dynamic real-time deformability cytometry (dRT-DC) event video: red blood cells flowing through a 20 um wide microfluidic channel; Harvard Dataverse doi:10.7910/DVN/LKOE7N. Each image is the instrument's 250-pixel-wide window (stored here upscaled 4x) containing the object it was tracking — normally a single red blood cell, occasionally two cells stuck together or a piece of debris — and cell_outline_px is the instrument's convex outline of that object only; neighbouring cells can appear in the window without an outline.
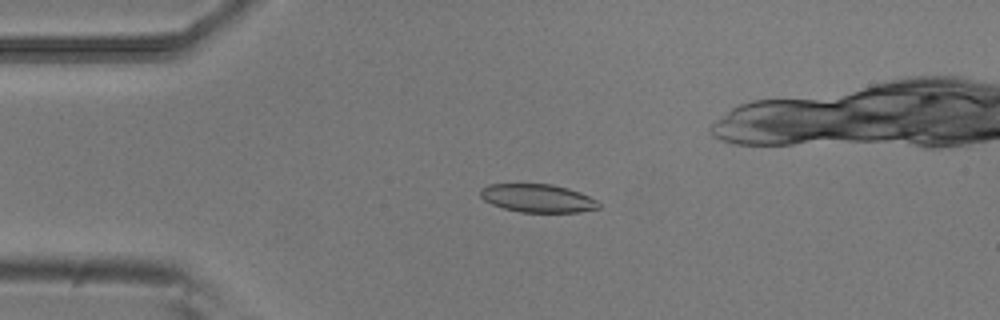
{"species": "common noctule bat (a hibernating species)", "species_latin": "Nyctalus noctula", "temperature_condition": "room temperature", "stored_images_in_passage": 53, "camera_frame_rate_fps": 3000, "um_per_image_px": 0.085, "animal": {"sex": "male", "body_mass_g": 20.5, "forearm_length_mm": 52.5}, "frame": {"image": 1, "passage_image": 12, "time_ms": 3.667, "image_size_px": [1000, 320], "cell_outline_px": [[600, 208], [580, 212], [520, 212], [504, 208], [492, 204], [484, 200], [480, 196], [480, 188], [488, 184], [552, 184], [568, 188], [580, 192], [596, 200], [600, 204]], "centroid_in_image_um": [45.69, 16.84], "position_along_channel_um": 39.3, "area_um2": 19.48}}
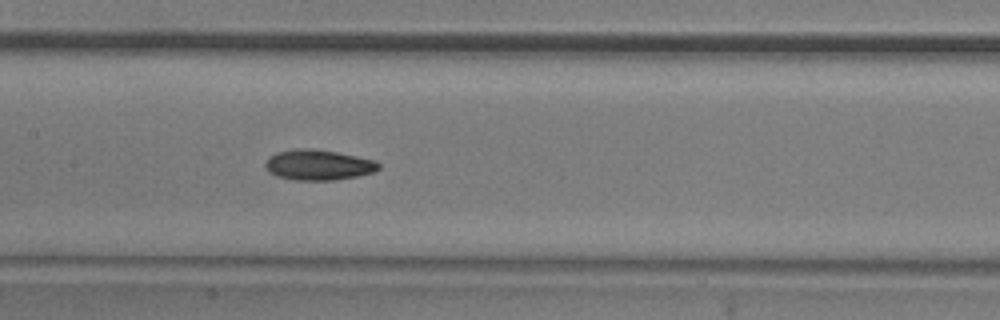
{"frame": {"image": 2, "passage_image": 25, "time_ms": 8.0, "image_size_px": [1000, 320], "cell_outline_px": [[380, 168], [372, 172], [356, 176], [336, 180], [296, 180], [276, 176], [268, 172], [264, 164], [268, 156], [276, 152], [296, 148], [312, 148], [336, 152], [376, 160], [380, 164]], "centroid_in_image_um": [27.02, 14.01], "position_along_channel_um": 180.4, "area_um2": 20.23}}
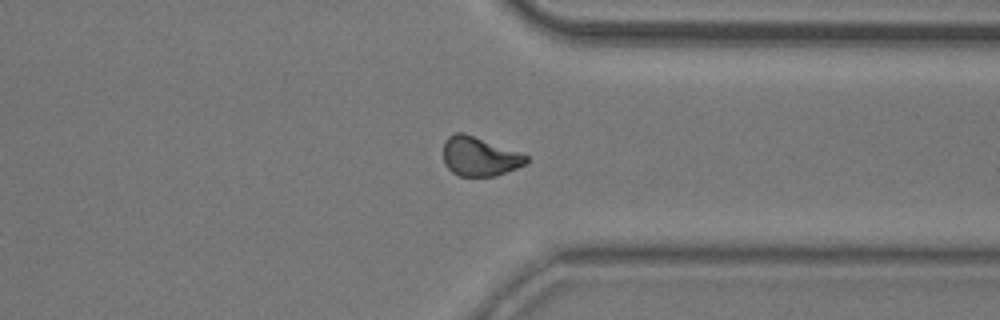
{"frame": {"image": 3, "passage_image": 40, "time_ms": 13.0, "image_size_px": [1000, 320], "cell_outline_px": [[528, 160], [524, 164], [516, 168], [496, 176], [460, 176], [452, 172], [444, 164], [444, 140], [448, 136], [456, 132], [464, 132], [528, 156]], "centroid_in_image_um": [40.71, 13.3], "position_along_channel_um": 370.7, "area_um2": 18.73}, "authors_computed_cell_mechanics": {"area_um2": 19.5364, "velocity_mm_per_s": 3.8515, "shape_relaxation_time_tau1_ms": 10.8516, "shape_relaxation_time_tau2_ms": 8.6573, "deformation_change_tau1": 0.1925, "deformation_change_tau2": 0.1348}}